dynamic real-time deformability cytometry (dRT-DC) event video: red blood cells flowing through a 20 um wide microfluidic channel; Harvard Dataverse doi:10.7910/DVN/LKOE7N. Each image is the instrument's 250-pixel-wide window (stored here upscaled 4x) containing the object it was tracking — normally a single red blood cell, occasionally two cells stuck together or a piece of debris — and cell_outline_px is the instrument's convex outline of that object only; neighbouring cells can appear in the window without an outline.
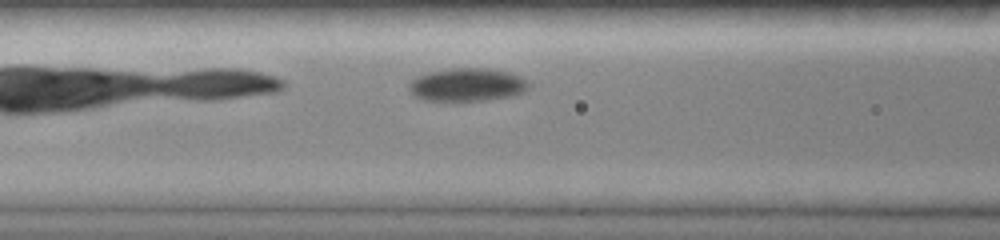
{"species": "common noctule bat (a hibernating species)", "species_latin": "Nyctalus noctula", "temperature_condition": "room temperature", "stored_images_in_passage": 7, "camera_frame_rate_fps": 3000, "um_per_image_px": 0.085, "animal": {"sex": "female", "body_mass_g": 19.0, "forearm_length_mm": 51.5}, "frame": {"image": 1, "passage_image": 6, "time_ms": 2.0, "image_size_px": [1000, 240], "cell_outline_px": [[528, 88], [524, 92], [512, 96], [484, 100], [448, 104], [424, 100], [416, 96], [408, 88], [408, 84], [416, 76], [428, 72], [452, 68], [488, 68], [508, 72], [520, 76], [528, 80]], "centroid_in_image_um": [39.67, 7.24], "position_along_channel_um": 126.9, "area_um2": 23.87}}